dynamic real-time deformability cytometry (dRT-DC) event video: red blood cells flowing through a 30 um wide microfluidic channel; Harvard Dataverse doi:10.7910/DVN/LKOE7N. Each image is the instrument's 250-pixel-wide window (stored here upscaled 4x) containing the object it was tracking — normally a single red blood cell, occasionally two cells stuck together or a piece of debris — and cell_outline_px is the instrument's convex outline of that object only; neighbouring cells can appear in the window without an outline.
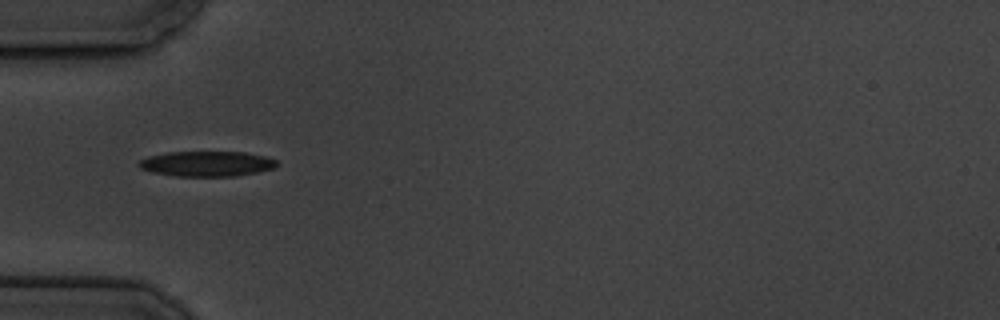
{"species": "common noctule bat (a hibernating species)", "species_latin": "Nyctalus noctula", "temperature_condition": "cold", "stored_images_in_passage": 6, "camera_frame_rate_fps": 3000, "um_per_image_px": 0.085, "animal": {"sex": "male", "body_mass_g": 19.5, "forearm_length_mm": 54.6}, "frame": {"image": 1, "passage_image": 1, "time_ms": 0.0, "image_size_px": [1000, 320], "cell_outline_px": [[280, 164], [276, 168], [236, 176], [176, 176], [152, 172], [140, 168], [136, 164], [140, 160], [148, 156], [168, 152], [244, 152], [264, 156], [276, 160]], "centroid_in_image_um": [17.58, 13.92], "position_along_channel_um": 67.4, "area_um2": 20.35}}
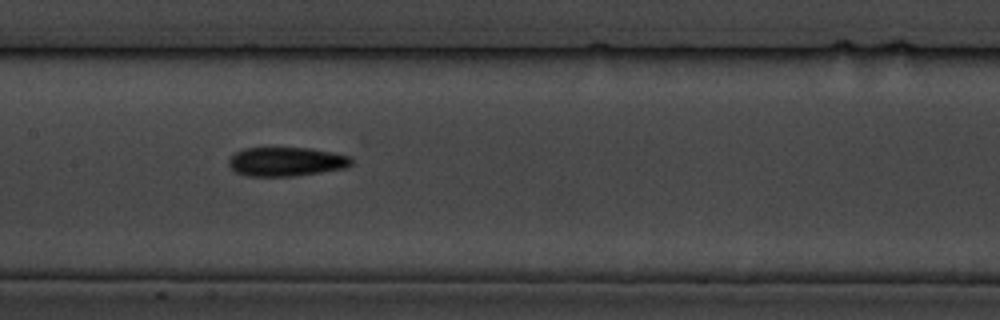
{"frame": {"image": 2, "passage_image": 4, "time_ms": 3.333, "image_size_px": [1000, 320], "cell_outline_px": [[352, 164], [344, 168], [320, 172], [292, 176], [248, 176], [236, 172], [228, 164], [228, 160], [236, 152], [244, 148], [308, 148], [332, 152], [352, 156]], "centroid_in_image_um": [24.34, 13.73], "position_along_channel_um": 183.1, "area_um2": 20.63}}
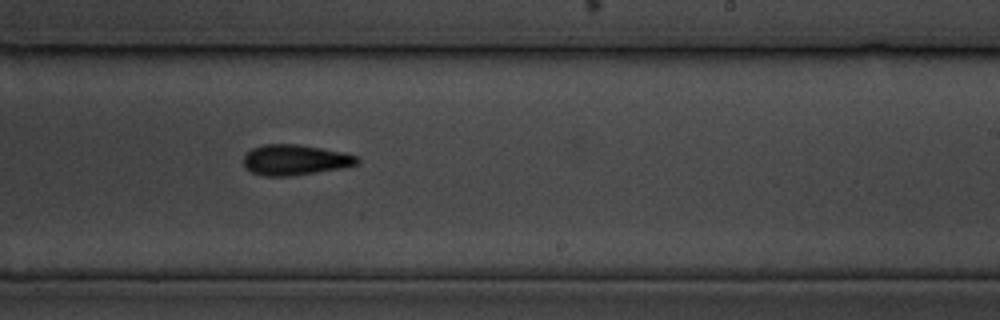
{"frame": {"image": 3, "passage_image": 6, "time_ms": 5.667, "image_size_px": [1000, 320], "cell_outline_px": [[360, 164], [348, 168], [292, 176], [264, 176], [252, 172], [244, 164], [244, 156], [252, 148], [264, 144], [296, 144], [344, 152], [356, 156], [360, 160]], "centroid_in_image_um": [25.15, 13.6], "position_along_channel_um": 263.8, "area_um2": 20.4}}